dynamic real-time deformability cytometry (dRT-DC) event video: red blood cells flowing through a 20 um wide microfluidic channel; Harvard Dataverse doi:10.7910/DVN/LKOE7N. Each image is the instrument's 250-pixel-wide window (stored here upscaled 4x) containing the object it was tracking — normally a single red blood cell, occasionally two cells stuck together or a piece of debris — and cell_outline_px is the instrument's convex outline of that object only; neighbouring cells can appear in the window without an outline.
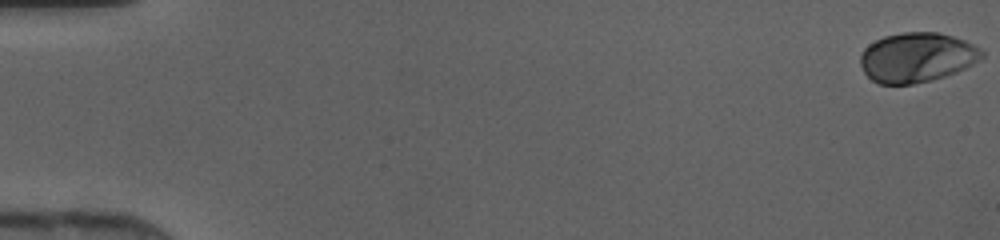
{"species": "human", "species_latin": "Homo sapiens", "temperature_condition": "cold", "stored_images_in_passage": 47, "camera_frame_rate_fps": 3000, "um_per_image_px": 0.085, "donor": {"sex": "female"}, "frame": {"image": 1, "passage_image": 1, "time_ms": 0.0, "image_size_px": [1000, 240], "cell_outline_px": [[984, 56], [980, 60], [956, 72], [932, 80], [912, 84], [880, 84], [872, 80], [864, 72], [860, 64], [860, 56], [864, 48], [868, 44], [884, 36], [904, 32], [936, 32], [952, 36], [964, 40], [980, 48], [984, 52]], "centroid_in_image_um": [77.92, 4.88], "position_along_channel_um": 7.1, "area_um2": 35.14}}
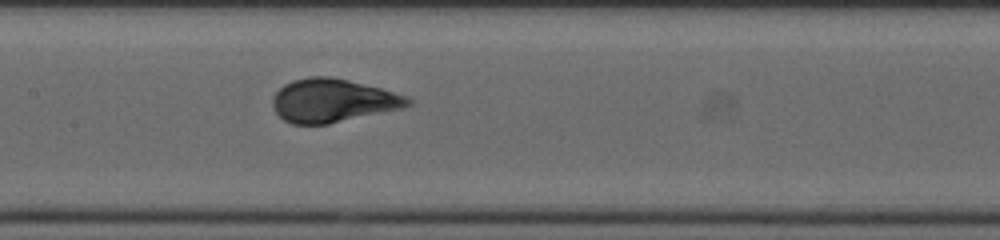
{"frame": {"image": 2, "passage_image": 24, "time_ms": 7.667, "image_size_px": [1000, 240], "cell_outline_px": [[412, 104], [404, 108], [328, 124], [292, 124], [284, 120], [276, 112], [272, 104], [272, 96], [284, 84], [292, 80], [312, 76], [332, 76], [380, 88], [408, 96], [412, 100]], "centroid_in_image_um": [28.29, 8.55], "position_along_channel_um": 179.1, "area_um2": 34.28}}
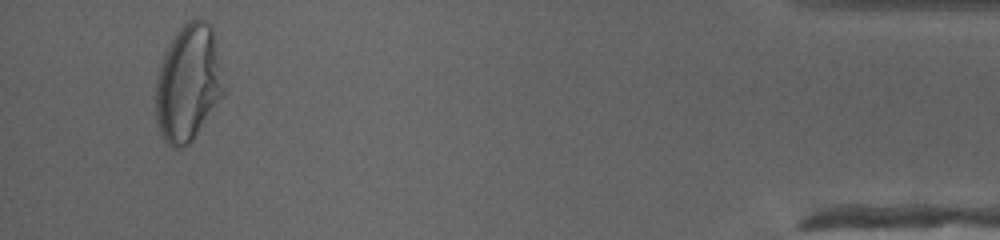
{"frame": {"image": 3, "passage_image": 45, "time_ms": 14.667, "image_size_px": [1000, 240], "cell_outline_px": [[228, 88], [224, 96], [192, 140], [188, 144], [180, 148], [172, 148], [164, 140], [156, 124], [156, 76], [164, 52], [176, 32], [188, 20], [204, 20], [212, 24]], "centroid_in_image_um": [16.05, 7.06], "position_along_channel_um": 419.2, "area_um2": 47.34}}